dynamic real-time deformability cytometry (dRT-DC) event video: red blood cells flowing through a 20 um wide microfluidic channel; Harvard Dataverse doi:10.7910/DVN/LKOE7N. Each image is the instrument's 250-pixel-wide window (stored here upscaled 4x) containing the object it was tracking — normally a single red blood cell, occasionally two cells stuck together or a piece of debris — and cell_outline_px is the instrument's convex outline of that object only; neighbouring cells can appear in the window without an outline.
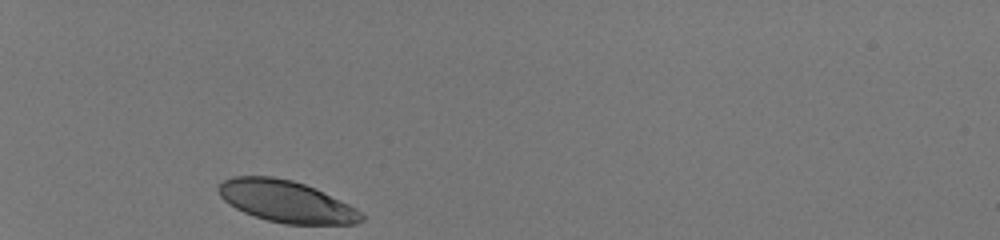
{"species": "human", "species_latin": "Homo sapiens", "temperature_condition": "room temperature", "stored_images_in_passage": 29, "camera_frame_rate_fps": 3000, "um_per_image_px": 0.085, "donor": {"sex": "male"}, "frame": {"image": 1, "passage_image": 1, "time_ms": 0.0, "image_size_px": [1000, 240], "cell_outline_px": [[364, 220], [356, 224], [284, 224], [268, 220], [244, 212], [236, 208], [224, 200], [220, 196], [220, 184], [224, 180], [232, 176], [272, 176], [292, 180], [316, 188], [356, 208], [364, 216]], "centroid_in_image_um": [24.36, 17.12], "position_along_channel_um": 60.6, "area_um2": 34.51}}
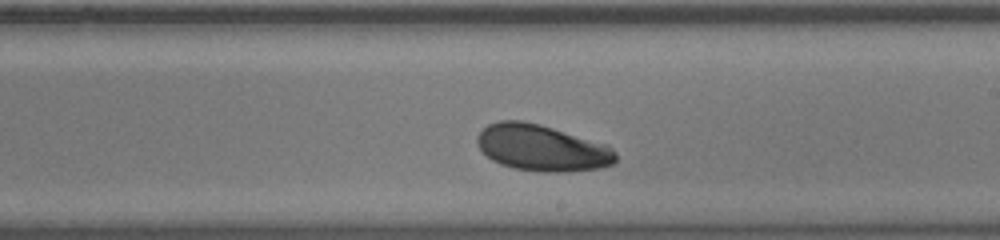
{"frame": {"image": 2, "passage_image": 17, "time_ms": 5.333, "image_size_px": [1000, 240], "cell_outline_px": [[616, 160], [612, 164], [600, 168], [568, 172], [540, 172], [516, 168], [500, 164], [492, 160], [480, 148], [476, 140], [480, 132], [488, 124], [500, 120], [520, 120], [540, 124], [608, 144], [616, 152]], "centroid_in_image_um": [46.09, 12.57], "position_along_channel_um": 242.9, "area_um2": 37.45}}
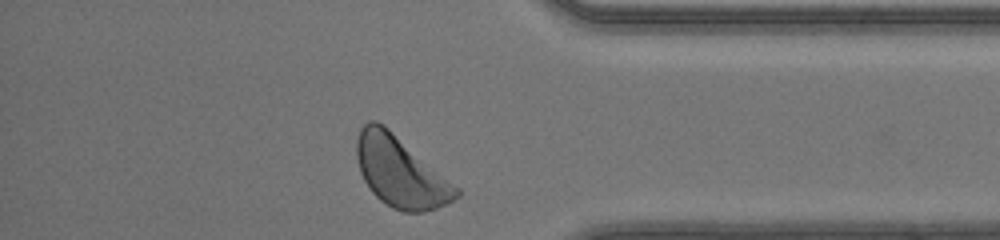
{"frame": {"image": 3, "passage_image": 29, "time_ms": 9.333, "image_size_px": [1000, 240], "cell_outline_px": [[460, 196], [436, 208], [424, 212], [404, 212], [392, 208], [380, 200], [372, 192], [364, 180], [360, 172], [356, 156], [356, 140], [360, 128], [368, 120], [376, 120], [384, 124], [460, 188]], "centroid_in_image_um": [34.02, 14.59], "position_along_channel_um": 401.2, "area_um2": 40.98}, "authors_computed_cell_mechanics": {"area_um2": 36.7608, "velocity_mm_per_s": 4.1239, "shape_relaxation_time_tau1_ms": 1.9517, "shape_relaxation_time_tau2_ms": null, "deformation_change_tau1": 0.0832, "deformation_change_tau2": null}}